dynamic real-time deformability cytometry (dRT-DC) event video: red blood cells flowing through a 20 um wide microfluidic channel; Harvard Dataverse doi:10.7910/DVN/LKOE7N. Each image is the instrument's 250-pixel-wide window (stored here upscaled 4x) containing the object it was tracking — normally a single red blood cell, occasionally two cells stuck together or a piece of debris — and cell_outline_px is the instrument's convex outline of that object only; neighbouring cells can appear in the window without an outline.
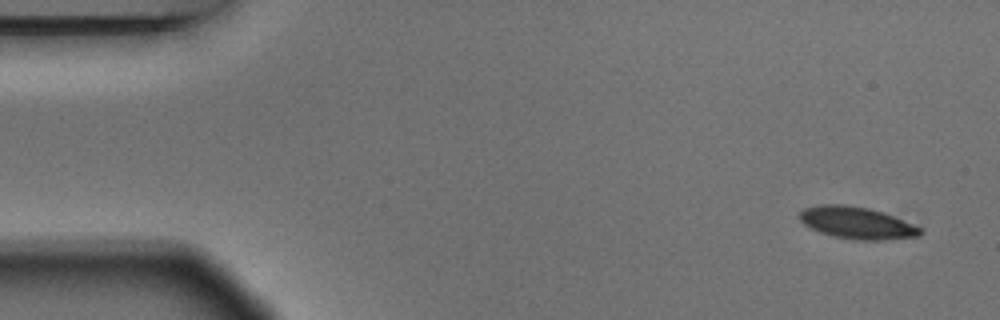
{"species": "Egyptian fruit bat (a non-hibernating species)", "species_latin": "Rousettus aegyptiacus", "temperature_condition": "warm", "stored_images_in_passage": 4, "camera_frame_rate_fps": 3000, "um_per_image_px": 0.085, "animal": {"sex": "male"}, "frame": {"image": 1, "passage_image": 1, "time_ms": 0.0, "image_size_px": [1000, 320], "cell_outline_px": [[924, 232], [920, 236], [880, 240], [856, 240], [836, 236], [820, 232], [804, 224], [796, 216], [804, 208], [820, 204], [844, 204], [868, 208], [884, 212], [912, 224], [920, 228]], "centroid_in_image_um": [72.81, 18.93], "position_along_channel_um": 12.2, "area_um2": 22.43}}
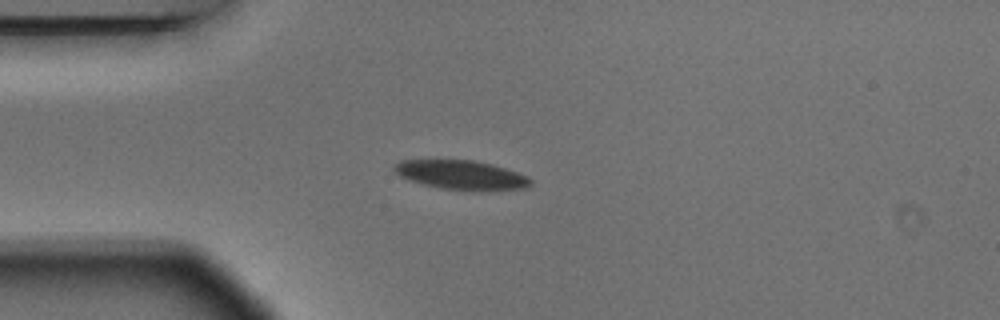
{"frame": {"image": 2, "passage_image": 4, "time_ms": 1.0, "image_size_px": [1000, 320], "cell_outline_px": [[532, 184], [528, 188], [480, 192], [476, 192], [440, 188], [408, 180], [400, 176], [392, 168], [392, 164], [400, 160], [472, 160], [492, 164], [528, 176], [532, 180]], "centroid_in_image_um": [39.23, 14.89], "position_along_channel_um": 45.8, "area_um2": 23.64}}